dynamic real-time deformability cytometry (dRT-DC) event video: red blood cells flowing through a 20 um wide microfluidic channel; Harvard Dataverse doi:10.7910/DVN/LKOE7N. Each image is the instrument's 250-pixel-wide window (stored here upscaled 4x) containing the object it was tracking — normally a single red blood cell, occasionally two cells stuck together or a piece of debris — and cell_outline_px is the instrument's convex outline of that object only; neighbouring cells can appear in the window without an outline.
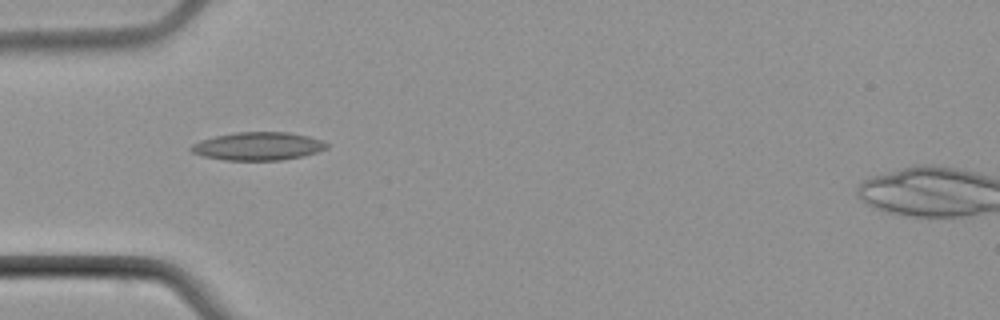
{"species": "common noctule bat (a hibernating species)", "species_latin": "Nyctalus noctula", "temperature_condition": "cold", "stored_images_in_passage": 7, "camera_frame_rate_fps": 3000, "um_per_image_px": 0.085, "animal": {"sex": "male", "body_mass_g": 21.5, "forearm_length_mm": 52.0}, "frame": {"image": 1, "passage_image": 5, "time_ms": 5.0, "image_size_px": [1000, 320], "cell_outline_px": [[332, 144], [328, 148], [304, 156], [280, 160], [228, 160], [204, 156], [192, 152], [188, 148], [192, 144], [200, 140], [216, 136], [236, 132], [288, 132], [308, 136], [324, 140]], "centroid_in_image_um": [21.99, 12.42], "position_along_channel_um": 63.0, "area_um2": 22.31}}
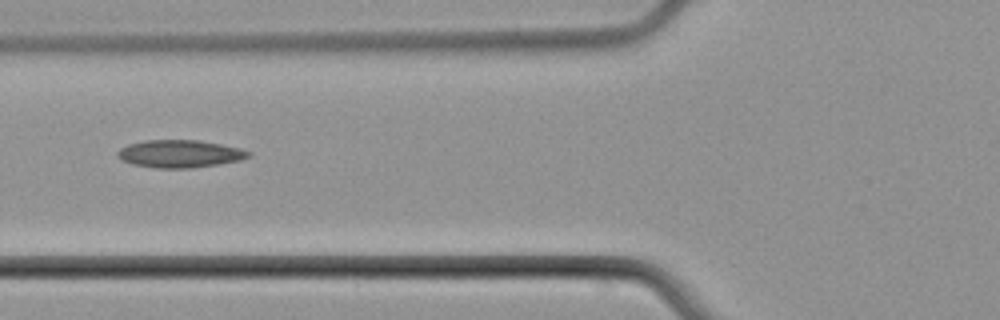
{"frame": {"image": 2, "passage_image": 6, "time_ms": 6.333, "image_size_px": [1000, 320], "cell_outline_px": [[252, 156], [240, 160], [192, 168], [156, 168], [132, 164], [120, 160], [116, 156], [116, 152], [120, 148], [128, 144], [144, 140], [200, 140], [240, 148], [252, 152]], "centroid_in_image_um": [15.25, 13.07], "position_along_channel_um": 110.5, "area_um2": 21.21}}
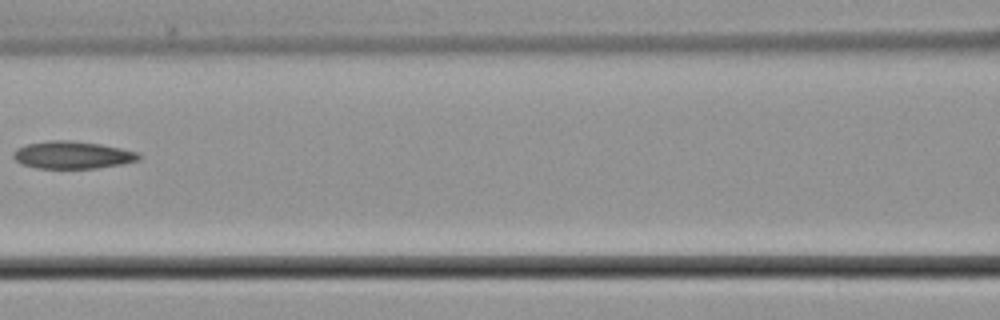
{"frame": {"image": 3, "passage_image": 7, "time_ms": 7.667, "image_size_px": [1000, 320], "cell_outline_px": [[140, 160], [120, 164], [96, 168], [36, 168], [20, 164], [12, 156], [12, 152], [16, 148], [28, 144], [48, 140], [72, 140], [100, 144], [140, 152]], "centroid_in_image_um": [6.13, 13.17], "position_along_channel_um": 160.5, "area_um2": 20.17}}